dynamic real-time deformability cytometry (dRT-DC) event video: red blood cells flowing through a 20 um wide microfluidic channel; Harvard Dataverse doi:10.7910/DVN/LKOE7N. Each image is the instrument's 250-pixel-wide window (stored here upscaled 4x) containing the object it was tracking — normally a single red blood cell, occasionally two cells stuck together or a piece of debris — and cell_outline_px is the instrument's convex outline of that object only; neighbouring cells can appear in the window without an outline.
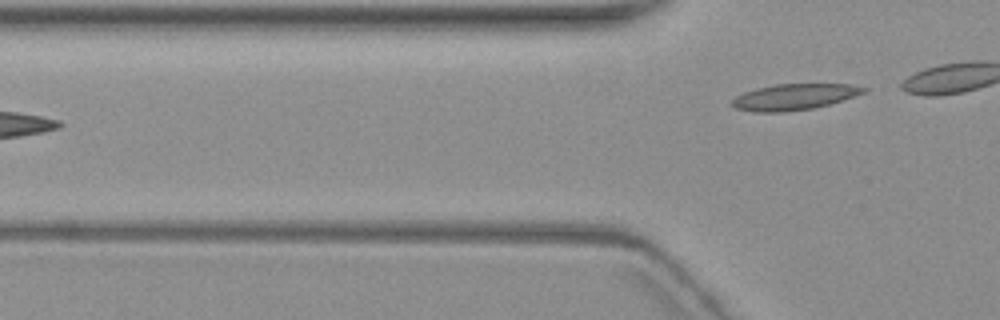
{"species": "common noctule bat (a hibernating species)", "species_latin": "Nyctalus noctula", "temperature_condition": "warm", "stored_images_in_passage": 6, "camera_frame_rate_fps": 3000, "um_per_image_px": 0.085, "animal": {"sex": "female", "body_mass_g": 19.3, "forearm_length_mm": 54.1}, "frame": {"image": 1, "passage_image": 6, "time_ms": 6.0, "image_size_px": [1000, 320], "cell_outline_px": [[868, 88], [864, 92], [828, 104], [812, 108], [784, 112], [756, 112], [736, 108], [728, 104], [736, 96], [744, 92], [756, 88], [776, 84], [852, 84]], "centroid_in_image_um": [67.44, 8.23], "position_along_channel_um": 58.4, "area_um2": 19.77}}